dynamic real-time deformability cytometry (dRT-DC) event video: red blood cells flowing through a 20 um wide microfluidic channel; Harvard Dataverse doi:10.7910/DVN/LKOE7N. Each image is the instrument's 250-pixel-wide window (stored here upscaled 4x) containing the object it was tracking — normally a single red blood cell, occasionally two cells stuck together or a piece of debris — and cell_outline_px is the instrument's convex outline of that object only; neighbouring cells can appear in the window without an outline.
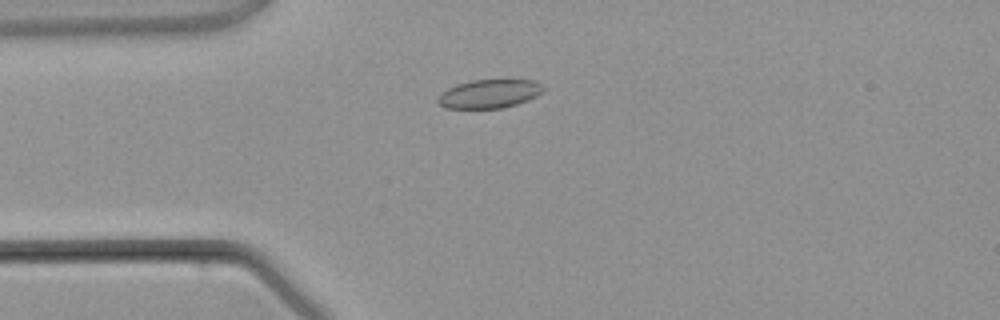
{"species": "common noctule bat (a hibernating species)", "species_latin": "Nyctalus noctula", "temperature_condition": "warm", "stored_images_in_passage": 3, "camera_frame_rate_fps": 3000, "um_per_image_px": 0.085, "animal": {"sex": "male", "body_mass_g": 21.5, "forearm_length_mm": 52.0}, "frame": {"image": 1, "passage_image": 3, "time_ms": 2.667, "image_size_px": [1000, 320], "cell_outline_px": [[544, 88], [536, 96], [528, 100], [516, 104], [500, 108], [448, 108], [440, 104], [436, 100], [440, 92], [456, 84], [472, 80], [504, 76], [508, 76], [532, 80], [540, 84]], "centroid_in_image_um": [41.61, 7.9], "position_along_channel_um": 43.4, "area_um2": 18.32}}